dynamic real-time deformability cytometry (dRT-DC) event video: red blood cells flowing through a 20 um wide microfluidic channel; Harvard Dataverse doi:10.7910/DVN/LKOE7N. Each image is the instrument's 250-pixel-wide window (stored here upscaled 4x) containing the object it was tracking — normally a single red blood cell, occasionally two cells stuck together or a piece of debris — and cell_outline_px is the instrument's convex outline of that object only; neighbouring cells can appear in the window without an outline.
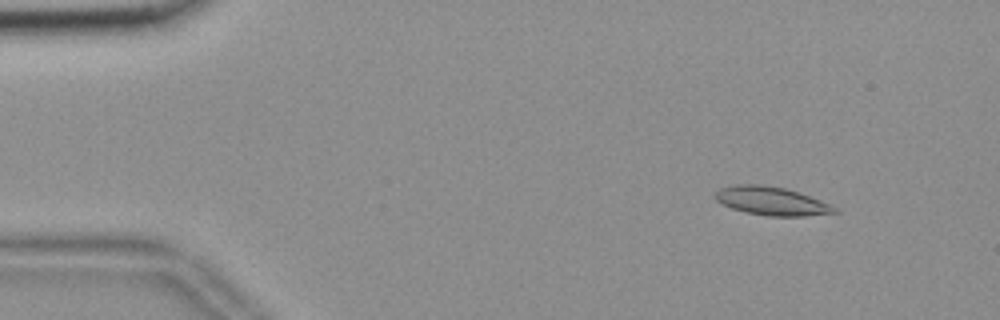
{"species": "common noctule bat (a hibernating species)", "species_latin": "Nyctalus noctula", "temperature_condition": "room temperature", "stored_images_in_passage": 56, "camera_frame_rate_fps": 3000, "um_per_image_px": 0.085, "animal": {"sex": "female", "body_mass_g": 18.4}, "frame": {"image": 1, "passage_image": 7, "time_ms": 2.0, "image_size_px": [1000, 320], "cell_outline_px": [[840, 212], [804, 216], [764, 216], [744, 212], [732, 208], [716, 200], [712, 196], [720, 188], [736, 184], [760, 184], [784, 188], [820, 200], [840, 208]], "centroid_in_image_um": [65.58, 17.09], "position_along_channel_um": 19.4, "area_um2": 19.83}}
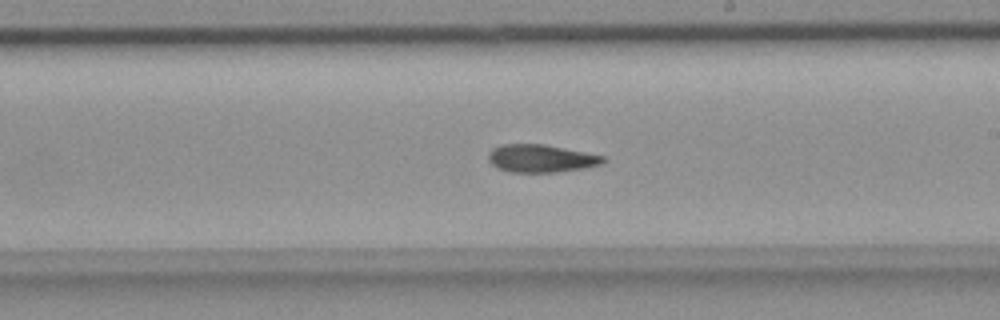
{"frame": {"image": 2, "passage_image": 33, "time_ms": 10.667, "image_size_px": [1000, 320], "cell_outline_px": [[608, 160], [600, 164], [584, 168], [556, 172], [508, 172], [496, 168], [488, 160], [488, 152], [492, 148], [500, 144], [544, 144], [604, 156]], "centroid_in_image_um": [45.94, 13.46], "position_along_channel_um": 243.1, "area_um2": 18.67}}
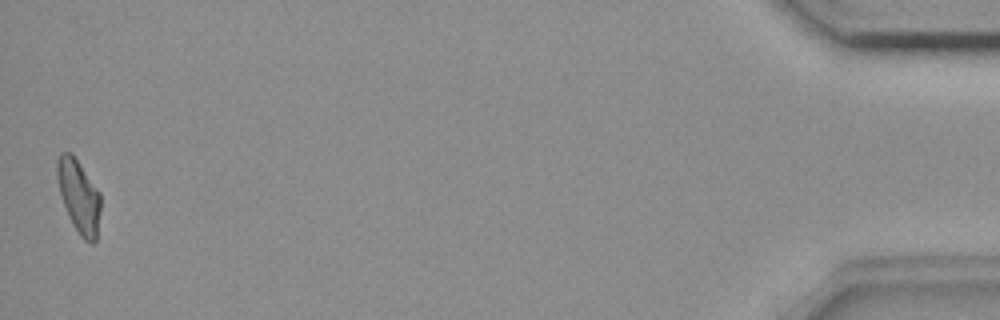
{"frame": {"image": 3, "passage_image": 56, "time_ms": 18.333, "image_size_px": [1000, 320], "cell_outline_px": [[100, 212], [96, 240], [92, 244], [84, 240], [80, 236], [72, 224], [64, 204], [60, 192], [56, 176], [56, 160], [60, 152], [72, 152], [100, 192]], "centroid_in_image_um": [6.7, 16.66], "position_along_channel_um": 428.5, "area_um2": 18.61}, "authors_computed_cell_mechanics": {"area_um2": 19.0162, "velocity_mm_per_s": 3.634, "shape_relaxation_time_tau1_ms": null, "shape_relaxation_time_tau2_ms": 7.5215, "deformation_change_tau1": null, "deformation_change_tau2": 0.1649}}